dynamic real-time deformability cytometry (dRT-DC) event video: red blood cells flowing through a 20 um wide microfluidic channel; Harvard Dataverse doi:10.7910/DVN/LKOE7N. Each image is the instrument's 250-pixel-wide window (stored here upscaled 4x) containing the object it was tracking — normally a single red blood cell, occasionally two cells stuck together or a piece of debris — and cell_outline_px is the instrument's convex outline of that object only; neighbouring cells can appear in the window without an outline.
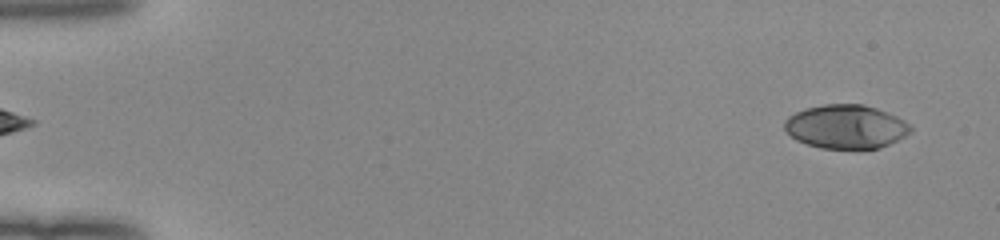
{"species": "human", "species_latin": "Homo sapiens", "temperature_condition": "room temperature", "stored_images_in_passage": 50, "camera_frame_rate_fps": 3000, "um_per_image_px": 0.085, "donor": {"sex": "female"}, "frame": {"image": 1, "passage_image": 2, "time_ms": 0.333, "image_size_px": [1000, 240], "cell_outline_px": [[912, 128], [904, 136], [880, 148], [820, 148], [796, 140], [784, 128], [784, 120], [788, 116], [796, 112], [808, 108], [824, 104], [864, 104], [876, 108], [896, 116], [904, 120]], "centroid_in_image_um": [71.88, 10.76], "position_along_channel_um": 13.1, "area_um2": 31.79}}
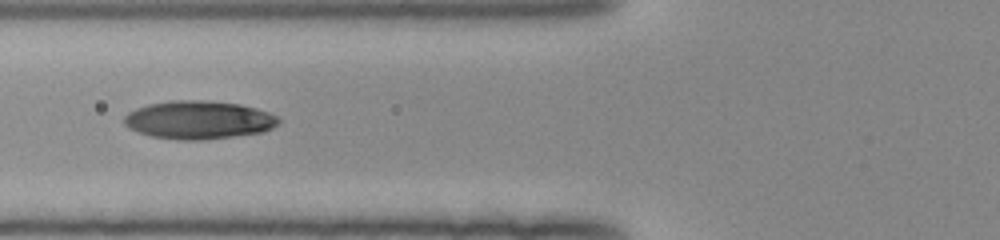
{"frame": {"image": 2, "passage_image": 20, "time_ms": 6.333, "image_size_px": [1000, 240], "cell_outline_px": [[280, 124], [264, 132], [204, 140], [180, 140], [152, 136], [136, 132], [128, 128], [124, 124], [124, 116], [128, 112], [136, 108], [148, 104], [172, 100], [200, 100], [240, 104], [256, 108], [268, 112], [276, 116], [280, 120]], "centroid_in_image_um": [16.88, 10.2], "position_along_channel_um": 108.9, "area_um2": 34.56}}
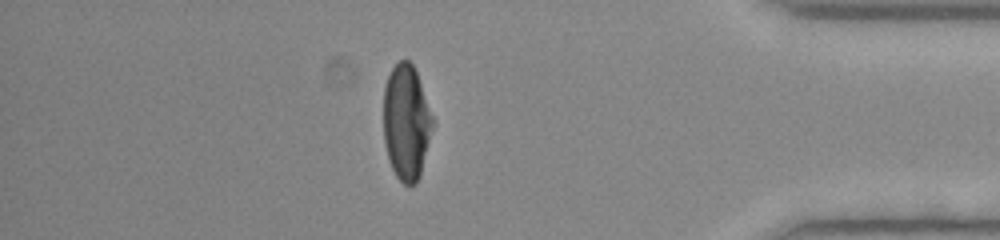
{"frame": {"image": 3, "passage_image": 44, "time_ms": 14.333, "image_size_px": [1000, 240], "cell_outline_px": [[432, 128], [420, 176], [416, 184], [404, 184], [396, 176], [388, 160], [384, 140], [384, 88], [388, 76], [392, 68], [400, 60], [408, 60], [412, 64], [416, 72], [432, 116]], "centroid_in_image_um": [34.51, 10.41], "position_along_channel_um": 400.7, "area_um2": 32.54}, "authors_computed_cell_mechanics": {"area_um2": 33.2061, "velocity_mm_per_s": 4.0441, "shape_relaxation_time_tau1_ms": 4.5389, "shape_relaxation_time_tau2_ms": 0.9534, "deformation_change_tau1": 0.2407, "deformation_change_tau2": 0.048}}